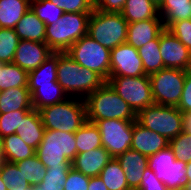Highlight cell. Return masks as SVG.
Masks as SVG:
<instances>
[{"mask_svg":"<svg viewBox=\"0 0 191 190\" xmlns=\"http://www.w3.org/2000/svg\"><path fill=\"white\" fill-rule=\"evenodd\" d=\"M57 82L70 97L85 99L106 81L96 72L81 67L67 52H58Z\"/></svg>","mask_w":191,"mask_h":190,"instance_id":"obj_1","label":"cell"},{"mask_svg":"<svg viewBox=\"0 0 191 190\" xmlns=\"http://www.w3.org/2000/svg\"><path fill=\"white\" fill-rule=\"evenodd\" d=\"M87 121L103 119L136 120L131 107L105 82L85 99Z\"/></svg>","mask_w":191,"mask_h":190,"instance_id":"obj_2","label":"cell"},{"mask_svg":"<svg viewBox=\"0 0 191 190\" xmlns=\"http://www.w3.org/2000/svg\"><path fill=\"white\" fill-rule=\"evenodd\" d=\"M38 111L45 130L75 133L87 121L85 102L81 98L70 97Z\"/></svg>","mask_w":191,"mask_h":190,"instance_id":"obj_3","label":"cell"},{"mask_svg":"<svg viewBox=\"0 0 191 190\" xmlns=\"http://www.w3.org/2000/svg\"><path fill=\"white\" fill-rule=\"evenodd\" d=\"M35 154L46 168L72 167L71 162L77 154L75 134L45 130Z\"/></svg>","mask_w":191,"mask_h":190,"instance_id":"obj_4","label":"cell"},{"mask_svg":"<svg viewBox=\"0 0 191 190\" xmlns=\"http://www.w3.org/2000/svg\"><path fill=\"white\" fill-rule=\"evenodd\" d=\"M91 13H66L59 20L46 25L45 43L54 52H66L76 41L88 34Z\"/></svg>","mask_w":191,"mask_h":190,"instance_id":"obj_5","label":"cell"},{"mask_svg":"<svg viewBox=\"0 0 191 190\" xmlns=\"http://www.w3.org/2000/svg\"><path fill=\"white\" fill-rule=\"evenodd\" d=\"M128 21L120 12H104L94 8L88 20V35L105 48L126 43Z\"/></svg>","mask_w":191,"mask_h":190,"instance_id":"obj_6","label":"cell"},{"mask_svg":"<svg viewBox=\"0 0 191 190\" xmlns=\"http://www.w3.org/2000/svg\"><path fill=\"white\" fill-rule=\"evenodd\" d=\"M136 121L144 128L164 136L168 141L184 131V114L174 106L154 103L143 108L136 115Z\"/></svg>","mask_w":191,"mask_h":190,"instance_id":"obj_7","label":"cell"},{"mask_svg":"<svg viewBox=\"0 0 191 190\" xmlns=\"http://www.w3.org/2000/svg\"><path fill=\"white\" fill-rule=\"evenodd\" d=\"M81 67L99 74L105 81L110 76V50L88 34L81 37L66 51Z\"/></svg>","mask_w":191,"mask_h":190,"instance_id":"obj_8","label":"cell"},{"mask_svg":"<svg viewBox=\"0 0 191 190\" xmlns=\"http://www.w3.org/2000/svg\"><path fill=\"white\" fill-rule=\"evenodd\" d=\"M106 82L136 115L143 108L154 104L149 75L139 77L109 76Z\"/></svg>","mask_w":191,"mask_h":190,"instance_id":"obj_9","label":"cell"},{"mask_svg":"<svg viewBox=\"0 0 191 190\" xmlns=\"http://www.w3.org/2000/svg\"><path fill=\"white\" fill-rule=\"evenodd\" d=\"M148 166L168 190H184L187 186V162L177 160L173 150L168 146L148 157Z\"/></svg>","mask_w":191,"mask_h":190,"instance_id":"obj_10","label":"cell"},{"mask_svg":"<svg viewBox=\"0 0 191 190\" xmlns=\"http://www.w3.org/2000/svg\"><path fill=\"white\" fill-rule=\"evenodd\" d=\"M155 104L177 107L184 88L186 71L163 68L149 75Z\"/></svg>","mask_w":191,"mask_h":190,"instance_id":"obj_11","label":"cell"},{"mask_svg":"<svg viewBox=\"0 0 191 190\" xmlns=\"http://www.w3.org/2000/svg\"><path fill=\"white\" fill-rule=\"evenodd\" d=\"M135 121L103 119L95 122L101 134L102 146L112 157H117L131 149Z\"/></svg>","mask_w":191,"mask_h":190,"instance_id":"obj_12","label":"cell"},{"mask_svg":"<svg viewBox=\"0 0 191 190\" xmlns=\"http://www.w3.org/2000/svg\"><path fill=\"white\" fill-rule=\"evenodd\" d=\"M146 75L138 50L123 43L110 50V76L139 77Z\"/></svg>","mask_w":191,"mask_h":190,"instance_id":"obj_13","label":"cell"},{"mask_svg":"<svg viewBox=\"0 0 191 190\" xmlns=\"http://www.w3.org/2000/svg\"><path fill=\"white\" fill-rule=\"evenodd\" d=\"M159 44L165 68L189 70L191 51L167 28L159 35Z\"/></svg>","mask_w":191,"mask_h":190,"instance_id":"obj_14","label":"cell"},{"mask_svg":"<svg viewBox=\"0 0 191 190\" xmlns=\"http://www.w3.org/2000/svg\"><path fill=\"white\" fill-rule=\"evenodd\" d=\"M53 53L46 43L20 40L12 63L30 72L37 69Z\"/></svg>","mask_w":191,"mask_h":190,"instance_id":"obj_15","label":"cell"},{"mask_svg":"<svg viewBox=\"0 0 191 190\" xmlns=\"http://www.w3.org/2000/svg\"><path fill=\"white\" fill-rule=\"evenodd\" d=\"M168 146L169 141L164 136L144 128L137 121L133 123L131 149L149 157Z\"/></svg>","mask_w":191,"mask_h":190,"instance_id":"obj_16","label":"cell"},{"mask_svg":"<svg viewBox=\"0 0 191 190\" xmlns=\"http://www.w3.org/2000/svg\"><path fill=\"white\" fill-rule=\"evenodd\" d=\"M112 156L102 146L88 152L77 153L71 166L74 170L89 177L99 176L102 169L112 160Z\"/></svg>","mask_w":191,"mask_h":190,"instance_id":"obj_17","label":"cell"},{"mask_svg":"<svg viewBox=\"0 0 191 190\" xmlns=\"http://www.w3.org/2000/svg\"><path fill=\"white\" fill-rule=\"evenodd\" d=\"M165 29L162 19H149L128 23L126 43L138 49L159 37Z\"/></svg>","mask_w":191,"mask_h":190,"instance_id":"obj_18","label":"cell"},{"mask_svg":"<svg viewBox=\"0 0 191 190\" xmlns=\"http://www.w3.org/2000/svg\"><path fill=\"white\" fill-rule=\"evenodd\" d=\"M116 158L125 172L129 188L131 190H137L140 186L143 172L148 166V156L129 149Z\"/></svg>","mask_w":191,"mask_h":190,"instance_id":"obj_19","label":"cell"},{"mask_svg":"<svg viewBox=\"0 0 191 190\" xmlns=\"http://www.w3.org/2000/svg\"><path fill=\"white\" fill-rule=\"evenodd\" d=\"M44 132L45 127L39 111L33 108L21 119L19 130H16L15 134H18L24 143L36 150L43 139Z\"/></svg>","mask_w":191,"mask_h":190,"instance_id":"obj_20","label":"cell"},{"mask_svg":"<svg viewBox=\"0 0 191 190\" xmlns=\"http://www.w3.org/2000/svg\"><path fill=\"white\" fill-rule=\"evenodd\" d=\"M32 109L31 93L28 87L10 88L1 91L0 114Z\"/></svg>","mask_w":191,"mask_h":190,"instance_id":"obj_21","label":"cell"},{"mask_svg":"<svg viewBox=\"0 0 191 190\" xmlns=\"http://www.w3.org/2000/svg\"><path fill=\"white\" fill-rule=\"evenodd\" d=\"M20 40L45 43L46 25L31 8L23 15L14 28Z\"/></svg>","mask_w":191,"mask_h":190,"instance_id":"obj_22","label":"cell"},{"mask_svg":"<svg viewBox=\"0 0 191 190\" xmlns=\"http://www.w3.org/2000/svg\"><path fill=\"white\" fill-rule=\"evenodd\" d=\"M58 52L51 54L37 69L28 72V89L32 93L39 85L58 84Z\"/></svg>","mask_w":191,"mask_h":190,"instance_id":"obj_23","label":"cell"},{"mask_svg":"<svg viewBox=\"0 0 191 190\" xmlns=\"http://www.w3.org/2000/svg\"><path fill=\"white\" fill-rule=\"evenodd\" d=\"M120 13L128 23L162 19L158 12V6L151 0H126Z\"/></svg>","mask_w":191,"mask_h":190,"instance_id":"obj_24","label":"cell"},{"mask_svg":"<svg viewBox=\"0 0 191 190\" xmlns=\"http://www.w3.org/2000/svg\"><path fill=\"white\" fill-rule=\"evenodd\" d=\"M158 12L168 29L174 22L191 19V0H164Z\"/></svg>","mask_w":191,"mask_h":190,"instance_id":"obj_25","label":"cell"},{"mask_svg":"<svg viewBox=\"0 0 191 190\" xmlns=\"http://www.w3.org/2000/svg\"><path fill=\"white\" fill-rule=\"evenodd\" d=\"M31 8V0H0V28L14 29Z\"/></svg>","mask_w":191,"mask_h":190,"instance_id":"obj_26","label":"cell"},{"mask_svg":"<svg viewBox=\"0 0 191 190\" xmlns=\"http://www.w3.org/2000/svg\"><path fill=\"white\" fill-rule=\"evenodd\" d=\"M69 97L59 84L39 85L31 93L32 105L36 110L63 102Z\"/></svg>","mask_w":191,"mask_h":190,"instance_id":"obj_27","label":"cell"},{"mask_svg":"<svg viewBox=\"0 0 191 190\" xmlns=\"http://www.w3.org/2000/svg\"><path fill=\"white\" fill-rule=\"evenodd\" d=\"M2 142L4 161L17 163L36 153V150L24 143L18 134L4 136Z\"/></svg>","mask_w":191,"mask_h":190,"instance_id":"obj_28","label":"cell"},{"mask_svg":"<svg viewBox=\"0 0 191 190\" xmlns=\"http://www.w3.org/2000/svg\"><path fill=\"white\" fill-rule=\"evenodd\" d=\"M74 134L77 153L102 147L101 134L95 123L86 121Z\"/></svg>","mask_w":191,"mask_h":190,"instance_id":"obj_29","label":"cell"},{"mask_svg":"<svg viewBox=\"0 0 191 190\" xmlns=\"http://www.w3.org/2000/svg\"><path fill=\"white\" fill-rule=\"evenodd\" d=\"M108 190H131L126 181L125 172L116 157L106 164L99 174Z\"/></svg>","mask_w":191,"mask_h":190,"instance_id":"obj_30","label":"cell"},{"mask_svg":"<svg viewBox=\"0 0 191 190\" xmlns=\"http://www.w3.org/2000/svg\"><path fill=\"white\" fill-rule=\"evenodd\" d=\"M137 50L139 57L143 62V67L146 75L153 74L165 68L160 52L159 37L149 41Z\"/></svg>","mask_w":191,"mask_h":190,"instance_id":"obj_31","label":"cell"},{"mask_svg":"<svg viewBox=\"0 0 191 190\" xmlns=\"http://www.w3.org/2000/svg\"><path fill=\"white\" fill-rule=\"evenodd\" d=\"M18 87H28V72L14 63H3L0 66V91Z\"/></svg>","mask_w":191,"mask_h":190,"instance_id":"obj_32","label":"cell"},{"mask_svg":"<svg viewBox=\"0 0 191 190\" xmlns=\"http://www.w3.org/2000/svg\"><path fill=\"white\" fill-rule=\"evenodd\" d=\"M30 186L41 183L46 174V167L35 155L15 163Z\"/></svg>","mask_w":191,"mask_h":190,"instance_id":"obj_33","label":"cell"},{"mask_svg":"<svg viewBox=\"0 0 191 190\" xmlns=\"http://www.w3.org/2000/svg\"><path fill=\"white\" fill-rule=\"evenodd\" d=\"M0 177L8 190H25L30 186L15 163L8 161L1 162Z\"/></svg>","mask_w":191,"mask_h":190,"instance_id":"obj_34","label":"cell"},{"mask_svg":"<svg viewBox=\"0 0 191 190\" xmlns=\"http://www.w3.org/2000/svg\"><path fill=\"white\" fill-rule=\"evenodd\" d=\"M72 167H49L43 181L32 186L34 190H63L68 172Z\"/></svg>","mask_w":191,"mask_h":190,"instance_id":"obj_35","label":"cell"},{"mask_svg":"<svg viewBox=\"0 0 191 190\" xmlns=\"http://www.w3.org/2000/svg\"><path fill=\"white\" fill-rule=\"evenodd\" d=\"M20 39L14 29L0 28V63H12Z\"/></svg>","mask_w":191,"mask_h":190,"instance_id":"obj_36","label":"cell"},{"mask_svg":"<svg viewBox=\"0 0 191 190\" xmlns=\"http://www.w3.org/2000/svg\"><path fill=\"white\" fill-rule=\"evenodd\" d=\"M31 10L45 25L56 23L64 14L62 9L49 0H31Z\"/></svg>","mask_w":191,"mask_h":190,"instance_id":"obj_37","label":"cell"},{"mask_svg":"<svg viewBox=\"0 0 191 190\" xmlns=\"http://www.w3.org/2000/svg\"><path fill=\"white\" fill-rule=\"evenodd\" d=\"M30 110H18L10 113L0 114V137L15 134L16 130H19L21 119Z\"/></svg>","mask_w":191,"mask_h":190,"instance_id":"obj_38","label":"cell"},{"mask_svg":"<svg viewBox=\"0 0 191 190\" xmlns=\"http://www.w3.org/2000/svg\"><path fill=\"white\" fill-rule=\"evenodd\" d=\"M169 147L173 150L177 160L191 161V134L183 131L169 141Z\"/></svg>","mask_w":191,"mask_h":190,"instance_id":"obj_39","label":"cell"},{"mask_svg":"<svg viewBox=\"0 0 191 190\" xmlns=\"http://www.w3.org/2000/svg\"><path fill=\"white\" fill-rule=\"evenodd\" d=\"M66 13H92V0H49Z\"/></svg>","mask_w":191,"mask_h":190,"instance_id":"obj_40","label":"cell"},{"mask_svg":"<svg viewBox=\"0 0 191 190\" xmlns=\"http://www.w3.org/2000/svg\"><path fill=\"white\" fill-rule=\"evenodd\" d=\"M168 30L191 51V19L174 22Z\"/></svg>","mask_w":191,"mask_h":190,"instance_id":"obj_41","label":"cell"},{"mask_svg":"<svg viewBox=\"0 0 191 190\" xmlns=\"http://www.w3.org/2000/svg\"><path fill=\"white\" fill-rule=\"evenodd\" d=\"M90 177L71 168L63 190H88Z\"/></svg>","mask_w":191,"mask_h":190,"instance_id":"obj_42","label":"cell"},{"mask_svg":"<svg viewBox=\"0 0 191 190\" xmlns=\"http://www.w3.org/2000/svg\"><path fill=\"white\" fill-rule=\"evenodd\" d=\"M137 190H168L166 185L156 177L153 170L147 166L143 172L140 186Z\"/></svg>","mask_w":191,"mask_h":190,"instance_id":"obj_43","label":"cell"},{"mask_svg":"<svg viewBox=\"0 0 191 190\" xmlns=\"http://www.w3.org/2000/svg\"><path fill=\"white\" fill-rule=\"evenodd\" d=\"M177 108L183 114L191 112V72L189 71H186L184 88Z\"/></svg>","mask_w":191,"mask_h":190,"instance_id":"obj_44","label":"cell"},{"mask_svg":"<svg viewBox=\"0 0 191 190\" xmlns=\"http://www.w3.org/2000/svg\"><path fill=\"white\" fill-rule=\"evenodd\" d=\"M126 0H92L93 7L104 12H121Z\"/></svg>","mask_w":191,"mask_h":190,"instance_id":"obj_45","label":"cell"},{"mask_svg":"<svg viewBox=\"0 0 191 190\" xmlns=\"http://www.w3.org/2000/svg\"><path fill=\"white\" fill-rule=\"evenodd\" d=\"M88 190H108L99 176L90 177Z\"/></svg>","mask_w":191,"mask_h":190,"instance_id":"obj_46","label":"cell"},{"mask_svg":"<svg viewBox=\"0 0 191 190\" xmlns=\"http://www.w3.org/2000/svg\"><path fill=\"white\" fill-rule=\"evenodd\" d=\"M184 131L191 134V112L184 114Z\"/></svg>","mask_w":191,"mask_h":190,"instance_id":"obj_47","label":"cell"},{"mask_svg":"<svg viewBox=\"0 0 191 190\" xmlns=\"http://www.w3.org/2000/svg\"><path fill=\"white\" fill-rule=\"evenodd\" d=\"M186 169H187L186 178L188 179V182H191V161L187 162Z\"/></svg>","mask_w":191,"mask_h":190,"instance_id":"obj_48","label":"cell"},{"mask_svg":"<svg viewBox=\"0 0 191 190\" xmlns=\"http://www.w3.org/2000/svg\"><path fill=\"white\" fill-rule=\"evenodd\" d=\"M0 161H4L3 142H2V138L1 137H0Z\"/></svg>","mask_w":191,"mask_h":190,"instance_id":"obj_49","label":"cell"},{"mask_svg":"<svg viewBox=\"0 0 191 190\" xmlns=\"http://www.w3.org/2000/svg\"><path fill=\"white\" fill-rule=\"evenodd\" d=\"M0 190H8L7 186L5 185L1 177H0Z\"/></svg>","mask_w":191,"mask_h":190,"instance_id":"obj_50","label":"cell"},{"mask_svg":"<svg viewBox=\"0 0 191 190\" xmlns=\"http://www.w3.org/2000/svg\"><path fill=\"white\" fill-rule=\"evenodd\" d=\"M151 1L159 7L164 0H151Z\"/></svg>","mask_w":191,"mask_h":190,"instance_id":"obj_51","label":"cell"},{"mask_svg":"<svg viewBox=\"0 0 191 190\" xmlns=\"http://www.w3.org/2000/svg\"><path fill=\"white\" fill-rule=\"evenodd\" d=\"M184 190H191V182H189Z\"/></svg>","mask_w":191,"mask_h":190,"instance_id":"obj_52","label":"cell"},{"mask_svg":"<svg viewBox=\"0 0 191 190\" xmlns=\"http://www.w3.org/2000/svg\"><path fill=\"white\" fill-rule=\"evenodd\" d=\"M25 190H34L32 186H29L27 189Z\"/></svg>","mask_w":191,"mask_h":190,"instance_id":"obj_53","label":"cell"}]
</instances>
